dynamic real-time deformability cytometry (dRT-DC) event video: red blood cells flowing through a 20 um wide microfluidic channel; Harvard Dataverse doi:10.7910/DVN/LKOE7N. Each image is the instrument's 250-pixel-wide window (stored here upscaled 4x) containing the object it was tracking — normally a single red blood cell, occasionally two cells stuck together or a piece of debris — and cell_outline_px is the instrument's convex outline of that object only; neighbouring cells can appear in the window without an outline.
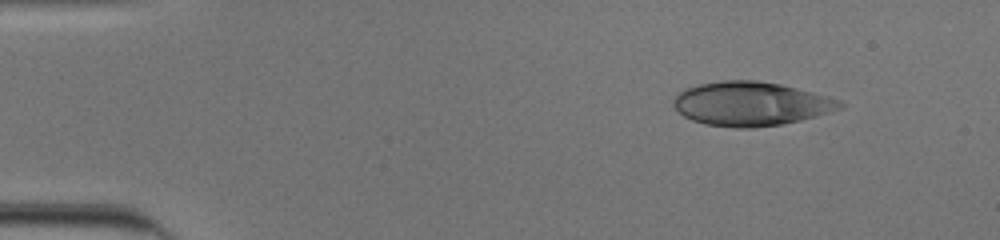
{"species": "human", "species_latin": "Homo sapiens", "temperature_condition": "cold", "stored_images_in_passage": 47, "camera_frame_rate_fps": 3000, "um_per_image_px": 0.085, "donor": {"sex": "male"}, "frame": {"image": 1, "passage_image": 1, "time_ms": 0.0, "image_size_px": [1000, 240], "cell_outline_px": [[844, 108], [816, 116], [800, 120], [780, 124], [752, 128], [736, 128], [704, 124], [692, 120], [684, 116], [672, 104], [672, 100], [684, 88], [696, 84], [724, 80], [756, 80], [780, 84], [812, 92], [840, 100], [844, 104]], "centroid_in_image_um": [63.81, 8.82], "position_along_channel_um": 21.2, "area_um2": 42.66}}
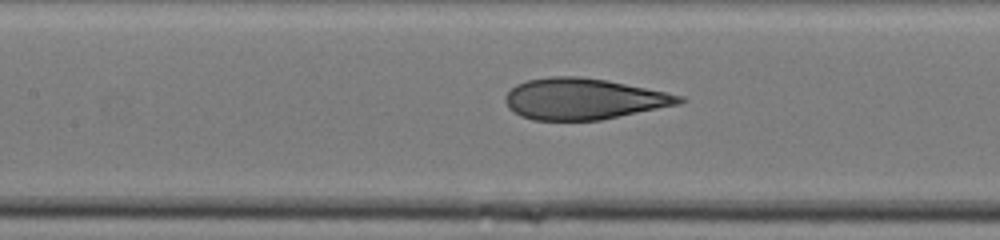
{"frame": {"image": 2, "passage_image": 19, "time_ms": 6.0, "image_size_px": [1000, 240], "cell_outline_px": [[688, 100], [680, 104], [600, 120], [532, 120], [520, 116], [508, 108], [504, 100], [504, 96], [516, 84], [528, 80], [552, 76], [576, 76], [608, 80], [684, 96]], "centroid_in_image_um": [49.59, 8.41], "position_along_channel_um": 157.8, "area_um2": 41.73}}
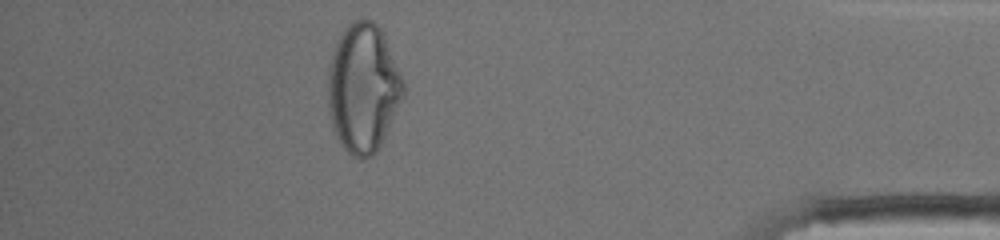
{"frame": {"image": 3, "passage_image": 41, "time_ms": 13.333, "image_size_px": [1000, 240], "cell_outline_px": [[404, 96], [376, 152], [372, 156], [364, 160], [360, 160], [352, 156], [344, 148], [332, 128], [328, 112], [328, 64], [336, 40], [340, 32], [348, 24], [364, 16], [372, 20], [380, 28], [384, 36], [404, 80]], "centroid_in_image_um": [30.84, 7.47], "position_along_channel_um": 404.4, "area_um2": 56.93}, "authors_computed_cell_mechanics": {"area_um2": 42.3096, "velocity_mm_per_s": 3.923, "shape_relaxation_time_tau1_ms": null, "shape_relaxation_time_tau2_ms": 1.0183, "deformation_change_tau1": null, "deformation_change_tau2": 0.0861}}